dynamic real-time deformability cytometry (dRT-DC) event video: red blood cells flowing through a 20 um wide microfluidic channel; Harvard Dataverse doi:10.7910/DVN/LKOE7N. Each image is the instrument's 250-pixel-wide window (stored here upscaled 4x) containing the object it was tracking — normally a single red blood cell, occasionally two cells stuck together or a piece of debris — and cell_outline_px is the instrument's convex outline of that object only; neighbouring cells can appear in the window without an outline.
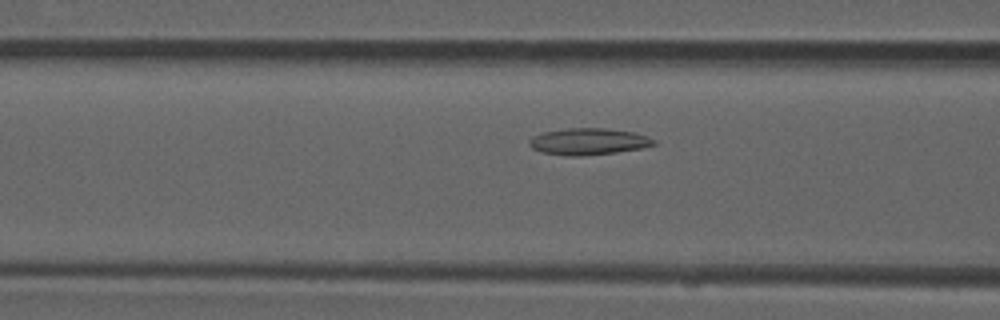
{"species": "common noctule bat (a hibernating species)", "species_latin": "Nyctalus noctula", "temperature_condition": "room temperature", "stored_images_in_passage": 39, "camera_frame_rate_fps": 3000, "um_per_image_px": 0.085, "animal": {"sex": "male", "forearm_length_mm": 52.5}, "frame": {"image": 1, "passage_image": 7, "time_ms": 2.0, "image_size_px": [1000, 320], "cell_outline_px": [[656, 144], [644, 148], [616, 152], [580, 156], [568, 156], [540, 152], [532, 148], [528, 144], [528, 140], [532, 136], [544, 132], [568, 128], [604, 128], [632, 132], [648, 136], [656, 140]], "centroid_in_image_um": [50.01, 12.03], "position_along_channel_um": 116.6, "area_um2": 19.42}}
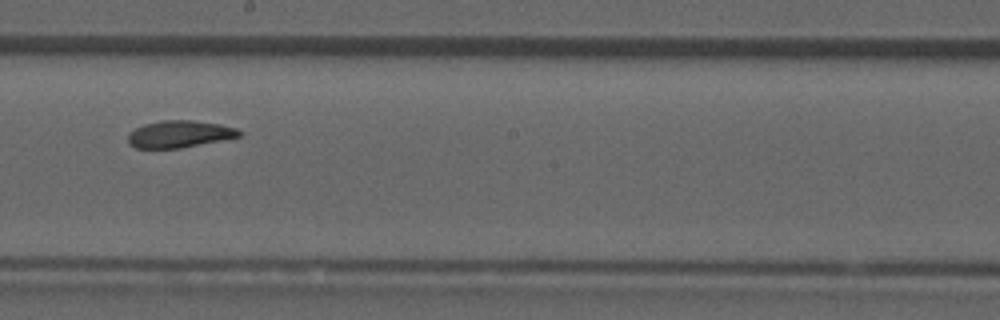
{"frame": {"image": 2, "passage_image": 16, "time_ms": 5.0, "image_size_px": [1000, 320], "cell_outline_px": [[244, 132], [240, 136], [180, 148], [136, 148], [128, 144], [128, 132], [144, 124], [164, 120], [192, 120], [220, 124], [236, 128]], "centroid_in_image_um": [15.23, 11.39], "position_along_channel_um": 233.0, "area_um2": 17.46}}
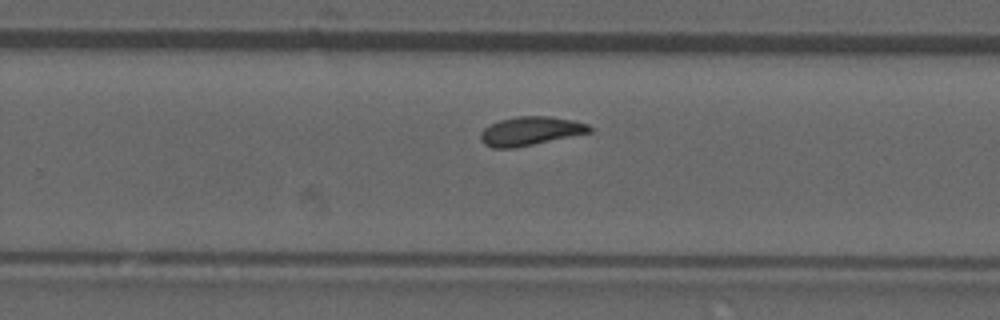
{"frame": {"image": 3, "passage_image": 20, "time_ms": 6.333, "image_size_px": [1000, 320], "cell_outline_px": [[592, 132], [512, 148], [492, 148], [484, 144], [480, 140], [480, 132], [484, 128], [500, 120], [516, 116], [548, 116], [572, 120], [588, 124], [592, 128]], "centroid_in_image_um": [45.06, 11.13], "position_along_channel_um": 284.7, "area_um2": 18.09}, "authors_computed_cell_mechanics": {"area_um2": 17.918, "velocity_mm_per_s": 3.8889, "shape_relaxation_time_tau1_ms": null, "shape_relaxation_time_tau2_ms": 3.1362, "deformation_change_tau1": null, "deformation_change_tau2": 0.0936}}